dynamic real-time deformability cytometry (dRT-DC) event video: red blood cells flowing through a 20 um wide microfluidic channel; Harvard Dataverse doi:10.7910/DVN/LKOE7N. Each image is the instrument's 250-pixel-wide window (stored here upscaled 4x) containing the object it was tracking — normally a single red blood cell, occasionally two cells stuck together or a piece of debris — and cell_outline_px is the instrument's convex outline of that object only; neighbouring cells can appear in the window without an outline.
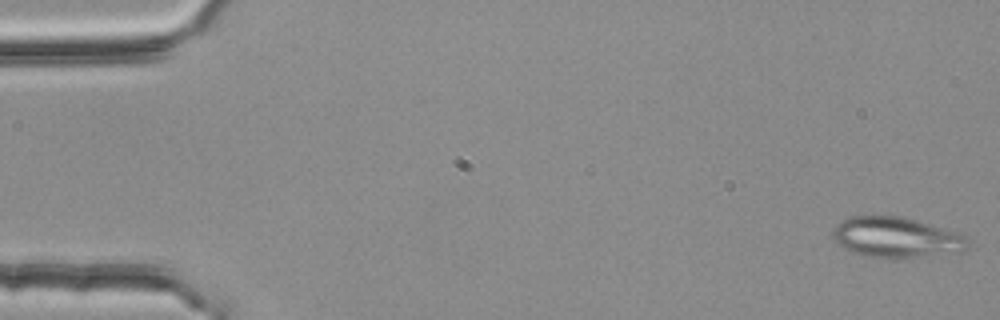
{"species": "common noctule bat (a hibernating species)", "species_latin": "Nyctalus noctula", "temperature_condition": "room temperature", "stored_images_in_passage": 53, "camera_frame_rate_fps": 3000, "um_per_image_px": 0.085, "animal": {"sex": "female", "body_mass_g": 25.1}, "frame": {"image": 1, "passage_image": 1, "time_ms": 0.0, "image_size_px": [1000, 320], "cell_outline_px": [[968, 248], [960, 252], [916, 256], [864, 256], [852, 252], [836, 244], [832, 236], [832, 228], [840, 220], [848, 216], [904, 216], [964, 236], [968, 240]], "centroid_in_image_um": [76.07, 20.15], "position_along_channel_um": 8.9, "area_um2": 31.21}}
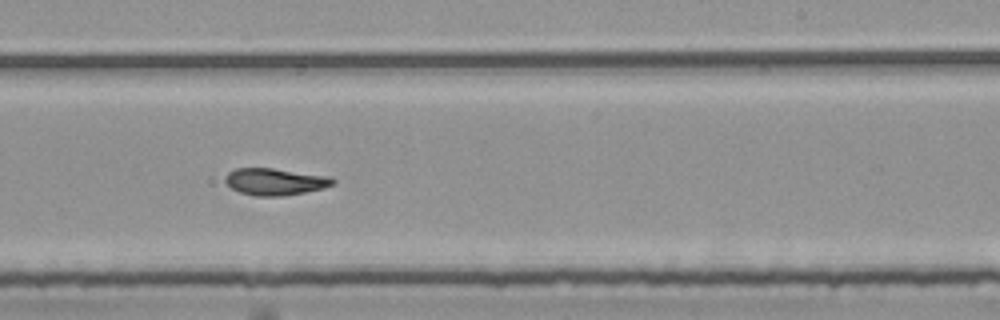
{"frame": {"image": 2, "passage_image": 33, "time_ms": 10.667, "image_size_px": [1000, 320], "cell_outline_px": [[336, 184], [324, 188], [284, 196], [252, 196], [240, 192], [232, 188], [224, 180], [224, 176], [228, 172], [236, 168], [272, 168], [328, 176], [336, 180]], "centroid_in_image_um": [23.38, 15.44], "position_along_channel_um": 265.6, "area_um2": 16.94}}
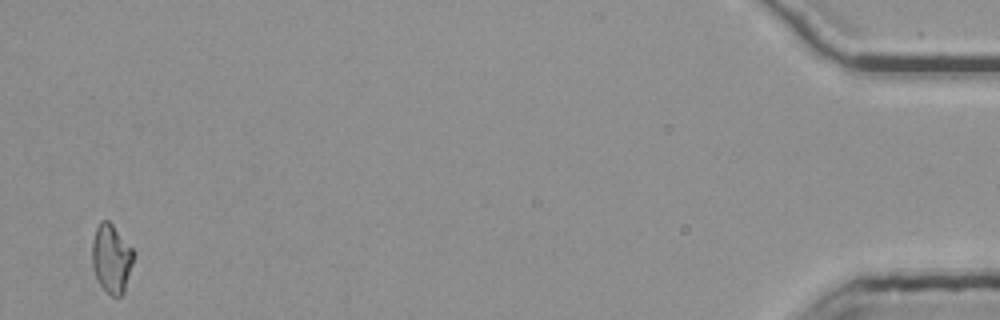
{"frame": {"image": 3, "passage_image": 53, "time_ms": 17.333, "image_size_px": [1000, 320], "cell_outline_px": [[136, 252], [124, 292], [120, 296], [112, 296], [96, 280], [92, 268], [92, 240], [96, 228], [100, 220], [108, 220], [112, 224]], "centroid_in_image_um": [9.47, 21.96], "position_along_channel_um": 425.7, "area_um2": 16.76}, "authors_computed_cell_mechanics": {"area_um2": 17.2822, "velocity_mm_per_s": 3.7727, "shape_relaxation_time_tau1_ms": null, "shape_relaxation_time_tau2_ms": 3.484, "deformation_change_tau1": null, "deformation_change_tau2": 0.105}}